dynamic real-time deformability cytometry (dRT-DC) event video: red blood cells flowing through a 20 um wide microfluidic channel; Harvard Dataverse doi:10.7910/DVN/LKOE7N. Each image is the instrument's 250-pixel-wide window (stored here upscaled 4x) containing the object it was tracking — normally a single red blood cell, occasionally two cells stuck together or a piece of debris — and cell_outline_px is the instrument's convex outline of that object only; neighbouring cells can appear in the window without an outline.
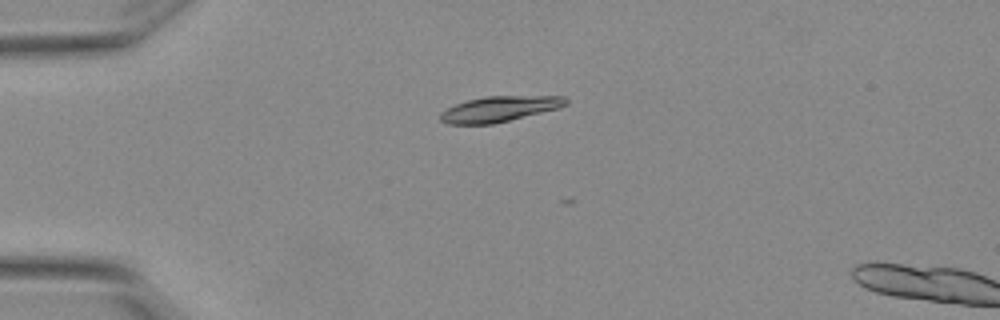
{"species": "Egyptian fruit bat (a non-hibernating species)", "species_latin": "Rousettus aegyptiacus", "temperature_condition": "warm", "stored_images_in_passage": 2, "camera_frame_rate_fps": 3000, "um_per_image_px": 0.085, "animal": {"sex": "female"}, "frame": {"image": 1, "passage_image": 1, "time_ms": 0.0, "image_size_px": [1000, 320], "cell_outline_px": [[568, 104], [560, 108], [492, 124], [448, 124], [440, 120], [440, 112], [456, 104], [468, 100], [484, 96], [564, 96], [568, 100]], "centroid_in_image_um": [42.47, 9.26], "position_along_channel_um": 42.5, "area_um2": 18.61}}